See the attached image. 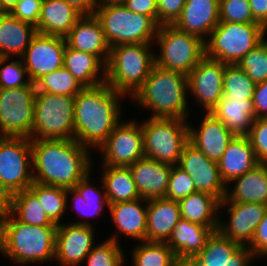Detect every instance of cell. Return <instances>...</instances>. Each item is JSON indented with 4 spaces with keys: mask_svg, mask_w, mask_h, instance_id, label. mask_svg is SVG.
<instances>
[{
    "mask_svg": "<svg viewBox=\"0 0 267 266\" xmlns=\"http://www.w3.org/2000/svg\"><path fill=\"white\" fill-rule=\"evenodd\" d=\"M231 182L236 185L231 192L227 189L225 198L228 201L267 205V164L259 163Z\"/></svg>",
    "mask_w": 267,
    "mask_h": 266,
    "instance_id": "obj_30",
    "label": "cell"
},
{
    "mask_svg": "<svg viewBox=\"0 0 267 266\" xmlns=\"http://www.w3.org/2000/svg\"><path fill=\"white\" fill-rule=\"evenodd\" d=\"M177 165L192 177L197 191L211 194L219 201L225 198L227 188L217 162L208 159L190 142L185 145Z\"/></svg>",
    "mask_w": 267,
    "mask_h": 266,
    "instance_id": "obj_17",
    "label": "cell"
},
{
    "mask_svg": "<svg viewBox=\"0 0 267 266\" xmlns=\"http://www.w3.org/2000/svg\"><path fill=\"white\" fill-rule=\"evenodd\" d=\"M11 214L25 224L57 226L48 218L41 202L29 189L13 194Z\"/></svg>",
    "mask_w": 267,
    "mask_h": 266,
    "instance_id": "obj_36",
    "label": "cell"
},
{
    "mask_svg": "<svg viewBox=\"0 0 267 266\" xmlns=\"http://www.w3.org/2000/svg\"><path fill=\"white\" fill-rule=\"evenodd\" d=\"M146 203L141 206V203ZM140 203V204H139ZM113 224L121 234L146 241L147 200L142 198L130 202L108 205Z\"/></svg>",
    "mask_w": 267,
    "mask_h": 266,
    "instance_id": "obj_29",
    "label": "cell"
},
{
    "mask_svg": "<svg viewBox=\"0 0 267 266\" xmlns=\"http://www.w3.org/2000/svg\"><path fill=\"white\" fill-rule=\"evenodd\" d=\"M225 63L204 56L187 75L188 92H191L206 112L217 105L223 97V74Z\"/></svg>",
    "mask_w": 267,
    "mask_h": 266,
    "instance_id": "obj_16",
    "label": "cell"
},
{
    "mask_svg": "<svg viewBox=\"0 0 267 266\" xmlns=\"http://www.w3.org/2000/svg\"><path fill=\"white\" fill-rule=\"evenodd\" d=\"M172 166L145 157L128 166L142 199L165 198Z\"/></svg>",
    "mask_w": 267,
    "mask_h": 266,
    "instance_id": "obj_22",
    "label": "cell"
},
{
    "mask_svg": "<svg viewBox=\"0 0 267 266\" xmlns=\"http://www.w3.org/2000/svg\"><path fill=\"white\" fill-rule=\"evenodd\" d=\"M102 182L108 204L140 199L129 167L103 166Z\"/></svg>",
    "mask_w": 267,
    "mask_h": 266,
    "instance_id": "obj_34",
    "label": "cell"
},
{
    "mask_svg": "<svg viewBox=\"0 0 267 266\" xmlns=\"http://www.w3.org/2000/svg\"><path fill=\"white\" fill-rule=\"evenodd\" d=\"M177 266H206L196 256H185L177 259Z\"/></svg>",
    "mask_w": 267,
    "mask_h": 266,
    "instance_id": "obj_55",
    "label": "cell"
},
{
    "mask_svg": "<svg viewBox=\"0 0 267 266\" xmlns=\"http://www.w3.org/2000/svg\"><path fill=\"white\" fill-rule=\"evenodd\" d=\"M211 113L238 136H246L256 118L252 100H232L225 96Z\"/></svg>",
    "mask_w": 267,
    "mask_h": 266,
    "instance_id": "obj_32",
    "label": "cell"
},
{
    "mask_svg": "<svg viewBox=\"0 0 267 266\" xmlns=\"http://www.w3.org/2000/svg\"><path fill=\"white\" fill-rule=\"evenodd\" d=\"M127 0H99L98 5H117L124 4Z\"/></svg>",
    "mask_w": 267,
    "mask_h": 266,
    "instance_id": "obj_57",
    "label": "cell"
},
{
    "mask_svg": "<svg viewBox=\"0 0 267 266\" xmlns=\"http://www.w3.org/2000/svg\"><path fill=\"white\" fill-rule=\"evenodd\" d=\"M95 16L100 20L110 47L118 44L154 43L158 25L149 16L128 10L123 4L98 5Z\"/></svg>",
    "mask_w": 267,
    "mask_h": 266,
    "instance_id": "obj_7",
    "label": "cell"
},
{
    "mask_svg": "<svg viewBox=\"0 0 267 266\" xmlns=\"http://www.w3.org/2000/svg\"><path fill=\"white\" fill-rule=\"evenodd\" d=\"M37 34L35 26L23 22L10 13H0V57H22Z\"/></svg>",
    "mask_w": 267,
    "mask_h": 266,
    "instance_id": "obj_27",
    "label": "cell"
},
{
    "mask_svg": "<svg viewBox=\"0 0 267 266\" xmlns=\"http://www.w3.org/2000/svg\"><path fill=\"white\" fill-rule=\"evenodd\" d=\"M82 16L65 0H43L37 33L65 37Z\"/></svg>",
    "mask_w": 267,
    "mask_h": 266,
    "instance_id": "obj_26",
    "label": "cell"
},
{
    "mask_svg": "<svg viewBox=\"0 0 267 266\" xmlns=\"http://www.w3.org/2000/svg\"><path fill=\"white\" fill-rule=\"evenodd\" d=\"M186 0H157V25L173 26L181 16Z\"/></svg>",
    "mask_w": 267,
    "mask_h": 266,
    "instance_id": "obj_47",
    "label": "cell"
},
{
    "mask_svg": "<svg viewBox=\"0 0 267 266\" xmlns=\"http://www.w3.org/2000/svg\"><path fill=\"white\" fill-rule=\"evenodd\" d=\"M57 226L29 225L11 213L0 220V251L18 264L55 258Z\"/></svg>",
    "mask_w": 267,
    "mask_h": 266,
    "instance_id": "obj_3",
    "label": "cell"
},
{
    "mask_svg": "<svg viewBox=\"0 0 267 266\" xmlns=\"http://www.w3.org/2000/svg\"><path fill=\"white\" fill-rule=\"evenodd\" d=\"M248 247L252 250L254 257L267 256V212L258 224Z\"/></svg>",
    "mask_w": 267,
    "mask_h": 266,
    "instance_id": "obj_49",
    "label": "cell"
},
{
    "mask_svg": "<svg viewBox=\"0 0 267 266\" xmlns=\"http://www.w3.org/2000/svg\"><path fill=\"white\" fill-rule=\"evenodd\" d=\"M266 32L260 23L219 22L204 42L205 56L237 64L265 39Z\"/></svg>",
    "mask_w": 267,
    "mask_h": 266,
    "instance_id": "obj_6",
    "label": "cell"
},
{
    "mask_svg": "<svg viewBox=\"0 0 267 266\" xmlns=\"http://www.w3.org/2000/svg\"><path fill=\"white\" fill-rule=\"evenodd\" d=\"M198 130L188 124L189 142L208 159L218 162L235 134L211 112H206Z\"/></svg>",
    "mask_w": 267,
    "mask_h": 266,
    "instance_id": "obj_19",
    "label": "cell"
},
{
    "mask_svg": "<svg viewBox=\"0 0 267 266\" xmlns=\"http://www.w3.org/2000/svg\"><path fill=\"white\" fill-rule=\"evenodd\" d=\"M219 0H186L179 20L174 26L206 41L219 23Z\"/></svg>",
    "mask_w": 267,
    "mask_h": 266,
    "instance_id": "obj_23",
    "label": "cell"
},
{
    "mask_svg": "<svg viewBox=\"0 0 267 266\" xmlns=\"http://www.w3.org/2000/svg\"><path fill=\"white\" fill-rule=\"evenodd\" d=\"M182 219L210 227L213 231L218 228L220 201L205 192H195L178 201Z\"/></svg>",
    "mask_w": 267,
    "mask_h": 266,
    "instance_id": "obj_33",
    "label": "cell"
},
{
    "mask_svg": "<svg viewBox=\"0 0 267 266\" xmlns=\"http://www.w3.org/2000/svg\"><path fill=\"white\" fill-rule=\"evenodd\" d=\"M74 102L72 96L36 93L29 139H74Z\"/></svg>",
    "mask_w": 267,
    "mask_h": 266,
    "instance_id": "obj_9",
    "label": "cell"
},
{
    "mask_svg": "<svg viewBox=\"0 0 267 266\" xmlns=\"http://www.w3.org/2000/svg\"><path fill=\"white\" fill-rule=\"evenodd\" d=\"M82 15H94L98 0H65Z\"/></svg>",
    "mask_w": 267,
    "mask_h": 266,
    "instance_id": "obj_54",
    "label": "cell"
},
{
    "mask_svg": "<svg viewBox=\"0 0 267 266\" xmlns=\"http://www.w3.org/2000/svg\"><path fill=\"white\" fill-rule=\"evenodd\" d=\"M64 38L68 47L96 55L107 64L110 46L95 14L83 15Z\"/></svg>",
    "mask_w": 267,
    "mask_h": 266,
    "instance_id": "obj_21",
    "label": "cell"
},
{
    "mask_svg": "<svg viewBox=\"0 0 267 266\" xmlns=\"http://www.w3.org/2000/svg\"><path fill=\"white\" fill-rule=\"evenodd\" d=\"M117 234L110 237L103 243L95 244L91 252L85 258L88 266H123L124 254L119 241L116 237Z\"/></svg>",
    "mask_w": 267,
    "mask_h": 266,
    "instance_id": "obj_41",
    "label": "cell"
},
{
    "mask_svg": "<svg viewBox=\"0 0 267 266\" xmlns=\"http://www.w3.org/2000/svg\"><path fill=\"white\" fill-rule=\"evenodd\" d=\"M152 43L118 44L110 47L105 83L115 91L133 95L143 86L155 65Z\"/></svg>",
    "mask_w": 267,
    "mask_h": 266,
    "instance_id": "obj_5",
    "label": "cell"
},
{
    "mask_svg": "<svg viewBox=\"0 0 267 266\" xmlns=\"http://www.w3.org/2000/svg\"><path fill=\"white\" fill-rule=\"evenodd\" d=\"M219 21L235 23H257L249 0H219Z\"/></svg>",
    "mask_w": 267,
    "mask_h": 266,
    "instance_id": "obj_43",
    "label": "cell"
},
{
    "mask_svg": "<svg viewBox=\"0 0 267 266\" xmlns=\"http://www.w3.org/2000/svg\"><path fill=\"white\" fill-rule=\"evenodd\" d=\"M195 192L197 190L192 177L178 165H173L165 198L179 201Z\"/></svg>",
    "mask_w": 267,
    "mask_h": 266,
    "instance_id": "obj_44",
    "label": "cell"
},
{
    "mask_svg": "<svg viewBox=\"0 0 267 266\" xmlns=\"http://www.w3.org/2000/svg\"><path fill=\"white\" fill-rule=\"evenodd\" d=\"M63 66L83 87H96L105 83L106 64L96 55L66 45ZM101 70L103 78L99 79L98 73Z\"/></svg>",
    "mask_w": 267,
    "mask_h": 266,
    "instance_id": "obj_31",
    "label": "cell"
},
{
    "mask_svg": "<svg viewBox=\"0 0 267 266\" xmlns=\"http://www.w3.org/2000/svg\"><path fill=\"white\" fill-rule=\"evenodd\" d=\"M222 181L227 184L258 165L254 149L247 136L235 135L217 162Z\"/></svg>",
    "mask_w": 267,
    "mask_h": 266,
    "instance_id": "obj_24",
    "label": "cell"
},
{
    "mask_svg": "<svg viewBox=\"0 0 267 266\" xmlns=\"http://www.w3.org/2000/svg\"><path fill=\"white\" fill-rule=\"evenodd\" d=\"M13 193L0 182V220L12 211Z\"/></svg>",
    "mask_w": 267,
    "mask_h": 266,
    "instance_id": "obj_53",
    "label": "cell"
},
{
    "mask_svg": "<svg viewBox=\"0 0 267 266\" xmlns=\"http://www.w3.org/2000/svg\"><path fill=\"white\" fill-rule=\"evenodd\" d=\"M256 84L237 64H225L223 96L232 100H252Z\"/></svg>",
    "mask_w": 267,
    "mask_h": 266,
    "instance_id": "obj_40",
    "label": "cell"
},
{
    "mask_svg": "<svg viewBox=\"0 0 267 266\" xmlns=\"http://www.w3.org/2000/svg\"><path fill=\"white\" fill-rule=\"evenodd\" d=\"M107 83L84 87L74 102V139L87 148H98L121 122L120 98ZM119 98V99H118Z\"/></svg>",
    "mask_w": 267,
    "mask_h": 266,
    "instance_id": "obj_2",
    "label": "cell"
},
{
    "mask_svg": "<svg viewBox=\"0 0 267 266\" xmlns=\"http://www.w3.org/2000/svg\"><path fill=\"white\" fill-rule=\"evenodd\" d=\"M9 59L10 58L0 57V67L2 66V68H0V88L9 89L28 86L31 81L28 77L26 80L23 79L25 73L27 74V70L22 59L6 64Z\"/></svg>",
    "mask_w": 267,
    "mask_h": 266,
    "instance_id": "obj_45",
    "label": "cell"
},
{
    "mask_svg": "<svg viewBox=\"0 0 267 266\" xmlns=\"http://www.w3.org/2000/svg\"><path fill=\"white\" fill-rule=\"evenodd\" d=\"M212 233L213 230L208 226L181 218L165 242L175 253L177 259L196 256L205 247Z\"/></svg>",
    "mask_w": 267,
    "mask_h": 266,
    "instance_id": "obj_28",
    "label": "cell"
},
{
    "mask_svg": "<svg viewBox=\"0 0 267 266\" xmlns=\"http://www.w3.org/2000/svg\"><path fill=\"white\" fill-rule=\"evenodd\" d=\"M137 121H121L99 147L103 165L128 167L144 158L143 132Z\"/></svg>",
    "mask_w": 267,
    "mask_h": 266,
    "instance_id": "obj_13",
    "label": "cell"
},
{
    "mask_svg": "<svg viewBox=\"0 0 267 266\" xmlns=\"http://www.w3.org/2000/svg\"><path fill=\"white\" fill-rule=\"evenodd\" d=\"M144 157L177 165L189 142L186 119L148 118L142 125Z\"/></svg>",
    "mask_w": 267,
    "mask_h": 266,
    "instance_id": "obj_8",
    "label": "cell"
},
{
    "mask_svg": "<svg viewBox=\"0 0 267 266\" xmlns=\"http://www.w3.org/2000/svg\"><path fill=\"white\" fill-rule=\"evenodd\" d=\"M237 65L255 84L267 80V41L264 39L250 50Z\"/></svg>",
    "mask_w": 267,
    "mask_h": 266,
    "instance_id": "obj_42",
    "label": "cell"
},
{
    "mask_svg": "<svg viewBox=\"0 0 267 266\" xmlns=\"http://www.w3.org/2000/svg\"><path fill=\"white\" fill-rule=\"evenodd\" d=\"M31 149L38 184L74 188L90 172L91 153L75 139H33Z\"/></svg>",
    "mask_w": 267,
    "mask_h": 266,
    "instance_id": "obj_1",
    "label": "cell"
},
{
    "mask_svg": "<svg viewBox=\"0 0 267 266\" xmlns=\"http://www.w3.org/2000/svg\"><path fill=\"white\" fill-rule=\"evenodd\" d=\"M87 219L71 224L57 225L55 258L62 266H78L84 263L94 245V228Z\"/></svg>",
    "mask_w": 267,
    "mask_h": 266,
    "instance_id": "obj_15",
    "label": "cell"
},
{
    "mask_svg": "<svg viewBox=\"0 0 267 266\" xmlns=\"http://www.w3.org/2000/svg\"><path fill=\"white\" fill-rule=\"evenodd\" d=\"M252 102L255 117H267V80L256 84Z\"/></svg>",
    "mask_w": 267,
    "mask_h": 266,
    "instance_id": "obj_51",
    "label": "cell"
},
{
    "mask_svg": "<svg viewBox=\"0 0 267 266\" xmlns=\"http://www.w3.org/2000/svg\"><path fill=\"white\" fill-rule=\"evenodd\" d=\"M43 0H19L10 14L26 23L37 26Z\"/></svg>",
    "mask_w": 267,
    "mask_h": 266,
    "instance_id": "obj_48",
    "label": "cell"
},
{
    "mask_svg": "<svg viewBox=\"0 0 267 266\" xmlns=\"http://www.w3.org/2000/svg\"><path fill=\"white\" fill-rule=\"evenodd\" d=\"M180 219L178 201L147 200L146 241L165 242Z\"/></svg>",
    "mask_w": 267,
    "mask_h": 266,
    "instance_id": "obj_25",
    "label": "cell"
},
{
    "mask_svg": "<svg viewBox=\"0 0 267 266\" xmlns=\"http://www.w3.org/2000/svg\"><path fill=\"white\" fill-rule=\"evenodd\" d=\"M253 18L267 30V0H249Z\"/></svg>",
    "mask_w": 267,
    "mask_h": 266,
    "instance_id": "obj_52",
    "label": "cell"
},
{
    "mask_svg": "<svg viewBox=\"0 0 267 266\" xmlns=\"http://www.w3.org/2000/svg\"><path fill=\"white\" fill-rule=\"evenodd\" d=\"M19 0H0V13H10Z\"/></svg>",
    "mask_w": 267,
    "mask_h": 266,
    "instance_id": "obj_56",
    "label": "cell"
},
{
    "mask_svg": "<svg viewBox=\"0 0 267 266\" xmlns=\"http://www.w3.org/2000/svg\"><path fill=\"white\" fill-rule=\"evenodd\" d=\"M155 39L160 55H155V65L188 75L205 56V44L197 36L173 26L158 27Z\"/></svg>",
    "mask_w": 267,
    "mask_h": 266,
    "instance_id": "obj_10",
    "label": "cell"
},
{
    "mask_svg": "<svg viewBox=\"0 0 267 266\" xmlns=\"http://www.w3.org/2000/svg\"><path fill=\"white\" fill-rule=\"evenodd\" d=\"M36 93H50L75 97L84 87L62 66L43 75L35 82Z\"/></svg>",
    "mask_w": 267,
    "mask_h": 266,
    "instance_id": "obj_39",
    "label": "cell"
},
{
    "mask_svg": "<svg viewBox=\"0 0 267 266\" xmlns=\"http://www.w3.org/2000/svg\"><path fill=\"white\" fill-rule=\"evenodd\" d=\"M196 257L206 266H249L254 255L248 246H241L216 230Z\"/></svg>",
    "mask_w": 267,
    "mask_h": 266,
    "instance_id": "obj_20",
    "label": "cell"
},
{
    "mask_svg": "<svg viewBox=\"0 0 267 266\" xmlns=\"http://www.w3.org/2000/svg\"><path fill=\"white\" fill-rule=\"evenodd\" d=\"M66 41L64 37L37 33L29 43L23 59L27 77L35 83L43 75L63 66Z\"/></svg>",
    "mask_w": 267,
    "mask_h": 266,
    "instance_id": "obj_14",
    "label": "cell"
},
{
    "mask_svg": "<svg viewBox=\"0 0 267 266\" xmlns=\"http://www.w3.org/2000/svg\"><path fill=\"white\" fill-rule=\"evenodd\" d=\"M89 176L88 173L74 188L67 189V195H73V206L80 213V215L85 216H95L100 215L101 210L104 207L103 205H107L108 208V201L105 194L104 184L102 182V186L95 188V186H91L89 183ZM104 190L103 194L99 190Z\"/></svg>",
    "mask_w": 267,
    "mask_h": 266,
    "instance_id": "obj_35",
    "label": "cell"
},
{
    "mask_svg": "<svg viewBox=\"0 0 267 266\" xmlns=\"http://www.w3.org/2000/svg\"><path fill=\"white\" fill-rule=\"evenodd\" d=\"M29 190L39 199L48 218L60 225V218L67 208V189L34 182Z\"/></svg>",
    "mask_w": 267,
    "mask_h": 266,
    "instance_id": "obj_38",
    "label": "cell"
},
{
    "mask_svg": "<svg viewBox=\"0 0 267 266\" xmlns=\"http://www.w3.org/2000/svg\"><path fill=\"white\" fill-rule=\"evenodd\" d=\"M32 168L31 140L0 136V182L13 194L27 190L34 183Z\"/></svg>",
    "mask_w": 267,
    "mask_h": 266,
    "instance_id": "obj_12",
    "label": "cell"
},
{
    "mask_svg": "<svg viewBox=\"0 0 267 266\" xmlns=\"http://www.w3.org/2000/svg\"><path fill=\"white\" fill-rule=\"evenodd\" d=\"M141 243L133 249V266H177L176 255L166 242Z\"/></svg>",
    "mask_w": 267,
    "mask_h": 266,
    "instance_id": "obj_37",
    "label": "cell"
},
{
    "mask_svg": "<svg viewBox=\"0 0 267 266\" xmlns=\"http://www.w3.org/2000/svg\"><path fill=\"white\" fill-rule=\"evenodd\" d=\"M186 91V74L154 65L133 98L142 108L152 109L151 118L185 119L189 114Z\"/></svg>",
    "mask_w": 267,
    "mask_h": 266,
    "instance_id": "obj_4",
    "label": "cell"
},
{
    "mask_svg": "<svg viewBox=\"0 0 267 266\" xmlns=\"http://www.w3.org/2000/svg\"><path fill=\"white\" fill-rule=\"evenodd\" d=\"M35 83L0 88V136L30 138L34 123Z\"/></svg>",
    "mask_w": 267,
    "mask_h": 266,
    "instance_id": "obj_11",
    "label": "cell"
},
{
    "mask_svg": "<svg viewBox=\"0 0 267 266\" xmlns=\"http://www.w3.org/2000/svg\"><path fill=\"white\" fill-rule=\"evenodd\" d=\"M229 206V223L225 225L219 220L217 230L228 239L241 246H248L255 230L267 212V205L260 203L231 202L226 198L220 201L219 210ZM247 243V244H246Z\"/></svg>",
    "mask_w": 267,
    "mask_h": 266,
    "instance_id": "obj_18",
    "label": "cell"
},
{
    "mask_svg": "<svg viewBox=\"0 0 267 266\" xmlns=\"http://www.w3.org/2000/svg\"><path fill=\"white\" fill-rule=\"evenodd\" d=\"M123 5L134 13L151 17L157 23V0H127Z\"/></svg>",
    "mask_w": 267,
    "mask_h": 266,
    "instance_id": "obj_50",
    "label": "cell"
},
{
    "mask_svg": "<svg viewBox=\"0 0 267 266\" xmlns=\"http://www.w3.org/2000/svg\"><path fill=\"white\" fill-rule=\"evenodd\" d=\"M246 136L254 149L258 163L267 164V117L255 118Z\"/></svg>",
    "mask_w": 267,
    "mask_h": 266,
    "instance_id": "obj_46",
    "label": "cell"
}]
</instances>
